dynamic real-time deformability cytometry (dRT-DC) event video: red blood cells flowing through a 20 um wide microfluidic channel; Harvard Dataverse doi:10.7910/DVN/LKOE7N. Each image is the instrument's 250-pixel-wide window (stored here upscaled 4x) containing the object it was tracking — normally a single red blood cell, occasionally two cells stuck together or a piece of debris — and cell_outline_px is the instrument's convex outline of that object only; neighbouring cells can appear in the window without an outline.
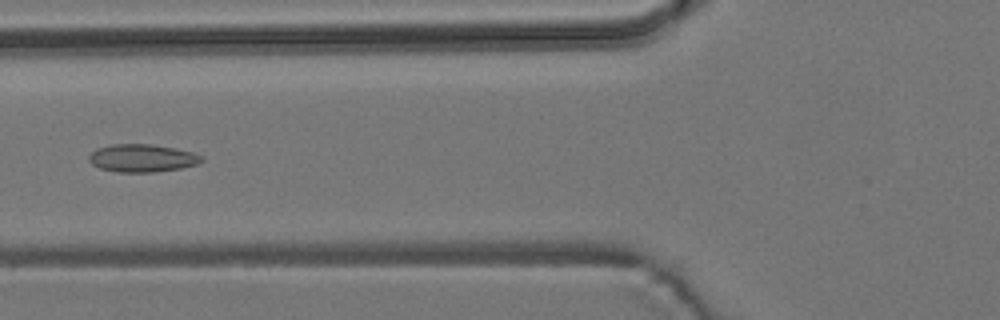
{"species": "common noctule bat (a hibernating species)", "species_latin": "Nyctalus noctula", "temperature_condition": "room temperature", "stored_images_in_passage": 6, "camera_frame_rate_fps": 3000, "um_per_image_px": 0.085, "animal": {"sex": "male", "body_mass_g": 19.2, "forearm_length_mm": 51.8}, "frame": {"image": 1, "passage_image": 6, "time_ms": 5.667, "image_size_px": [1000, 320], "cell_outline_px": [[204, 160], [196, 164], [180, 168], [156, 172], [120, 172], [100, 168], [92, 164], [88, 160], [88, 156], [96, 148], [112, 144], [148, 144], [176, 148], [192, 152], [200, 156]], "centroid_in_image_um": [12.05, 13.43], "position_along_channel_um": 113.7, "area_um2": 18.15}}